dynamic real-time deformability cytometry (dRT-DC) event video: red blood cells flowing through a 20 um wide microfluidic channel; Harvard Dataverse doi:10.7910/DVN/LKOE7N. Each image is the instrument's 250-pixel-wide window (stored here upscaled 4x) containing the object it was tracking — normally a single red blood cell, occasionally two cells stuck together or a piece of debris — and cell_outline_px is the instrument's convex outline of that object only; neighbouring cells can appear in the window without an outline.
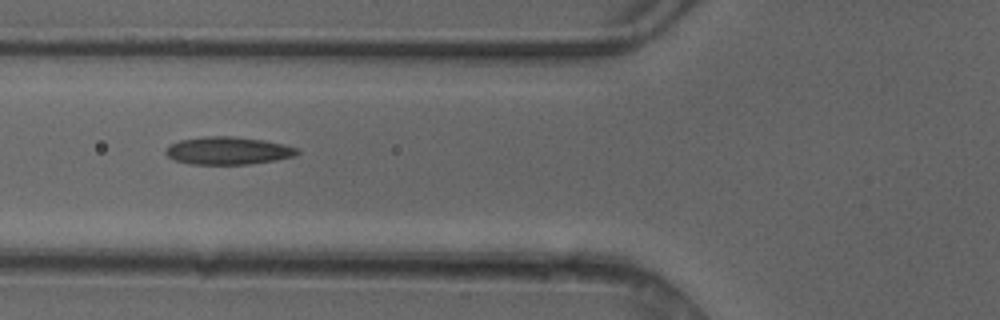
{"species": "common noctule bat (a hibernating species)", "species_latin": "Nyctalus noctula", "temperature_condition": "cold", "stored_images_in_passage": 8, "camera_frame_rate_fps": 3000, "um_per_image_px": 0.085, "animal": {"sex": "female"}, "frame": {"image": 1, "passage_image": 7, "time_ms": 2.0, "image_size_px": [1000, 320], "cell_outline_px": [[300, 152], [296, 156], [276, 160], [248, 164], [188, 164], [172, 160], [164, 152], [164, 148], [168, 144], [180, 140], [204, 136], [232, 136], [264, 140], [284, 144], [296, 148]], "centroid_in_image_um": [19.33, 12.81], "position_along_channel_um": 106.5, "area_um2": 21.5}}
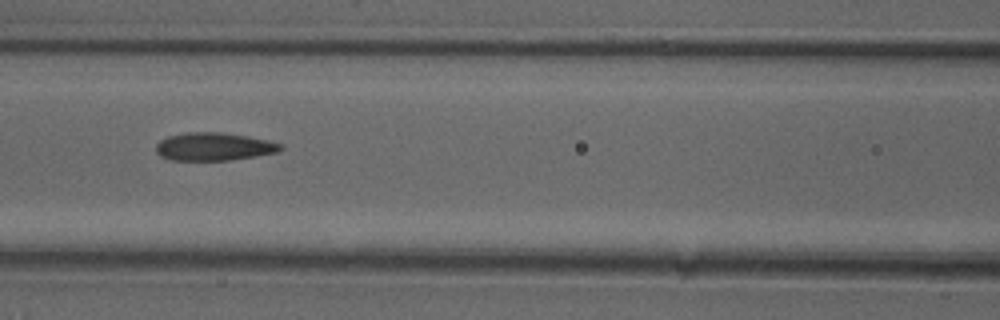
{"frame": {"image": 2, "passage_image": 8, "time_ms": 2.333, "image_size_px": [1000, 320], "cell_outline_px": [[284, 148], [280, 152], [232, 160], [172, 160], [160, 156], [156, 152], [156, 144], [160, 140], [168, 136], [184, 132], [220, 132], [248, 136], [268, 140], [284, 144]], "centroid_in_image_um": [18.22, 12.46], "position_along_channel_um": 148.4, "area_um2": 20.58}}